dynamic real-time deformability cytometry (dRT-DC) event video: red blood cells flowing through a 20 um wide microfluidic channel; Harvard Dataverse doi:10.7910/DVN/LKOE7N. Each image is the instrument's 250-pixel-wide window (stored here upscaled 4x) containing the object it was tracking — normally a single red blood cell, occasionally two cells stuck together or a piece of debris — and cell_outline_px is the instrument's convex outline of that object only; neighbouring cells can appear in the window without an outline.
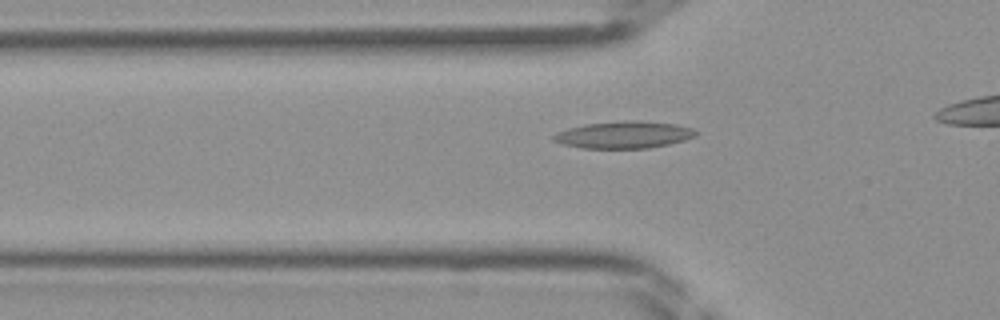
{"species": "Egyptian fruit bat (a non-hibernating species)", "species_latin": "Rousettus aegyptiacus", "temperature_condition": "room temperature", "stored_images_in_passage": 27, "camera_frame_rate_fps": 3000, "um_per_image_px": 0.085, "frame": {"image": 1, "passage_image": 11, "time_ms": 3.333, "image_size_px": [1000, 320], "cell_outline_px": [[700, 132], [696, 136], [684, 140], [668, 144], [648, 148], [580, 148], [560, 144], [552, 140], [552, 136], [556, 132], [568, 128], [584, 124], [632, 120], [640, 120], [676, 124], [692, 128]], "centroid_in_image_um": [53.02, 11.45], "position_along_channel_um": 72.8, "area_um2": 22.6}}
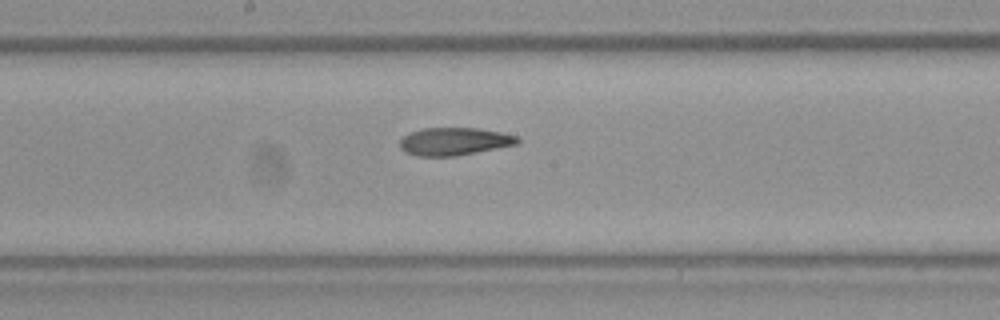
{"frame": {"image": 2, "passage_image": 20, "time_ms": 6.333, "image_size_px": [1000, 320], "cell_outline_px": [[520, 140], [516, 144], [456, 156], [416, 156], [404, 152], [400, 148], [400, 140], [408, 132], [424, 128], [476, 128], [500, 132], [520, 136]], "centroid_in_image_um": [38.58, 12.02], "position_along_channel_um": 209.6, "area_um2": 19.02}}
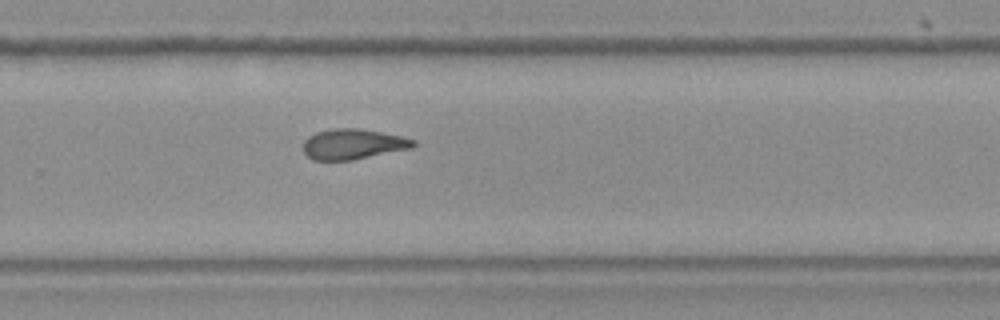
{"frame": {"image": 3, "passage_image": 26, "time_ms": 8.333, "image_size_px": [1000, 320], "cell_outline_px": [[416, 144], [412, 148], [352, 160], [312, 160], [304, 152], [304, 140], [308, 136], [316, 132], [332, 128], [356, 128], [380, 132], [400, 136], [416, 140]], "centroid_in_image_um": [29.99, 12.25], "position_along_channel_um": 299.8, "area_um2": 19.42}}